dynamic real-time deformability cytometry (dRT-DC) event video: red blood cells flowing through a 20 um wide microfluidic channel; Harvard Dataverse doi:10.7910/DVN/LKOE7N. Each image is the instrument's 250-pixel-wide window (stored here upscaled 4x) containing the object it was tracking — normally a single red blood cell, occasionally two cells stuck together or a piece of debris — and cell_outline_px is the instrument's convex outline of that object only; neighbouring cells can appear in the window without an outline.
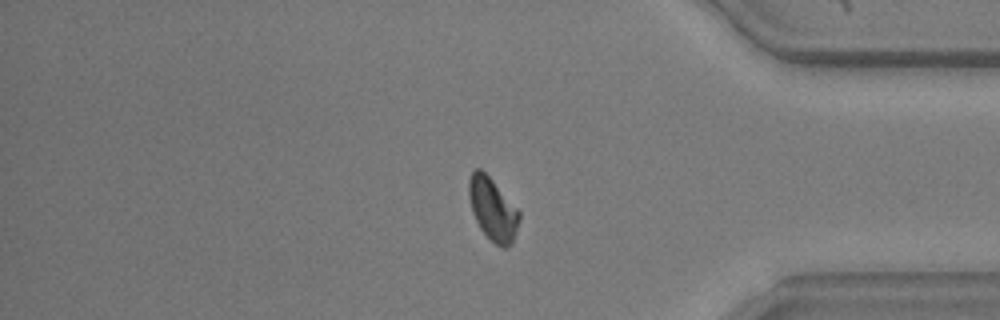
{"species": "common noctule bat (a hibernating species)", "species_latin": "Nyctalus noctula", "temperature_condition": "warm", "stored_images_in_passage": 40, "segment_of_instrument_passage": [1, 2], "camera_frame_rate_fps": 3000, "um_per_image_px": 0.085, "animal": {"sex": "male", "body_mass_g": 20.5, "forearm_length_mm": 52.5}, "frame": {"image": 1, "passage_image": 31, "time_ms": 10.0, "image_size_px": [1000, 320], "cell_outline_px": [[520, 220], [512, 244], [508, 248], [504, 248], [496, 244], [480, 228], [472, 212], [468, 196], [468, 180], [472, 172], [476, 168], [480, 168], [492, 180], [520, 212]], "centroid_in_image_um": [41.87, 17.79], "position_along_channel_um": 393.3, "area_um2": 18.21}}
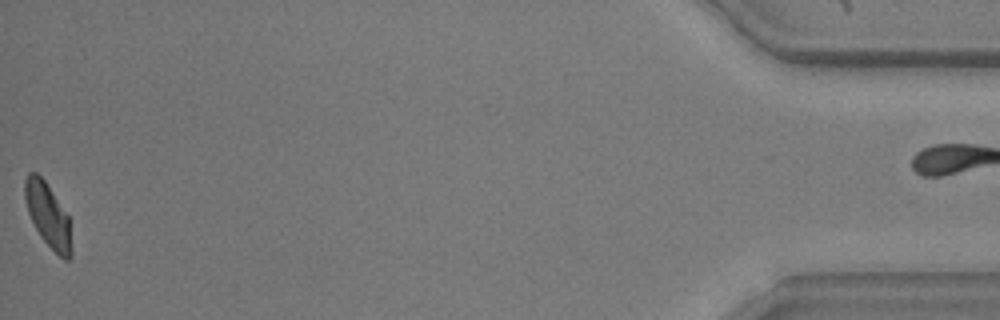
{"frame": {"image": 2, "passage_image": 39, "time_ms": 12.667, "image_size_px": [1000, 320], "cell_outline_px": [[72, 256], [68, 260], [64, 260], [40, 236], [28, 212], [24, 196], [24, 180], [28, 172], [36, 172], [44, 180], [68, 216], [72, 248]], "centroid_in_image_um": [4.07, 18.29], "position_along_channel_um": 431.1, "area_um2": 17.05}}